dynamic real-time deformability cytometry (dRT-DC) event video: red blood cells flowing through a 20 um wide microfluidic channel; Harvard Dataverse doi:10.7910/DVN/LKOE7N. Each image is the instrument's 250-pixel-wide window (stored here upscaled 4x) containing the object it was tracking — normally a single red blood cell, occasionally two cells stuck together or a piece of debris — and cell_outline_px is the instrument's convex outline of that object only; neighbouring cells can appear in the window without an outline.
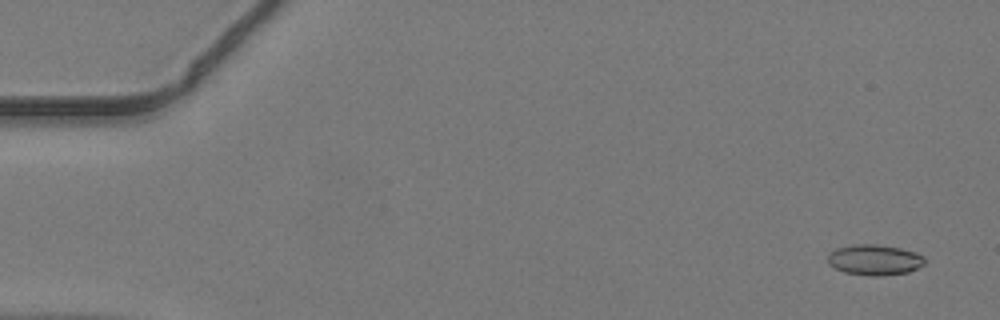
{"species": "common noctule bat (a hibernating species)", "species_latin": "Nyctalus noctula", "temperature_condition": "warm", "stored_images_in_passage": 19, "camera_frame_rate_fps": 3000, "um_per_image_px": 0.085, "animal": {"sex": "male", "body_mass_g": 19.2, "forearm_length_mm": 51.8}, "frame": {"image": 1, "passage_image": 3, "time_ms": 0.667, "image_size_px": [1000, 320], "cell_outline_px": [[924, 264], [908, 272], [880, 276], [868, 276], [844, 272], [828, 264], [828, 256], [836, 248], [856, 244], [876, 244], [900, 248], [916, 252], [924, 256]], "centroid_in_image_um": [74.34, 22.09], "position_along_channel_um": 10.7, "area_um2": 17.22}}
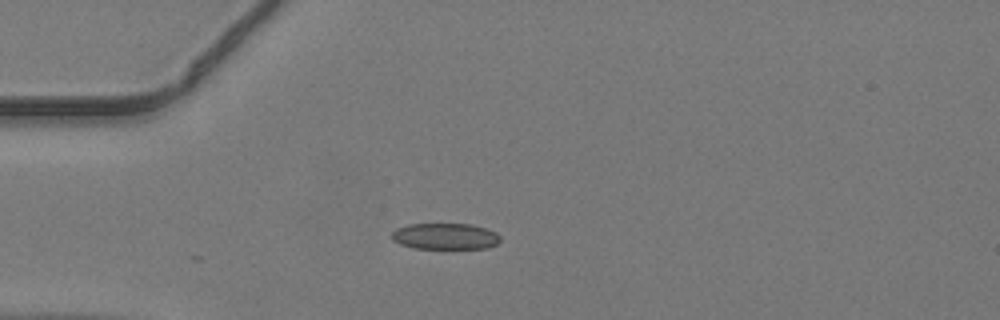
{"frame": {"image": 2, "passage_image": 14, "time_ms": 4.333, "image_size_px": [1000, 320], "cell_outline_px": [[500, 240], [496, 244], [488, 248], [416, 248], [400, 244], [392, 240], [392, 232], [396, 228], [408, 224], [472, 224], [496, 232], [500, 236]], "centroid_in_image_um": [37.83, 20.08], "position_along_channel_um": 47.2, "area_um2": 16.53}}
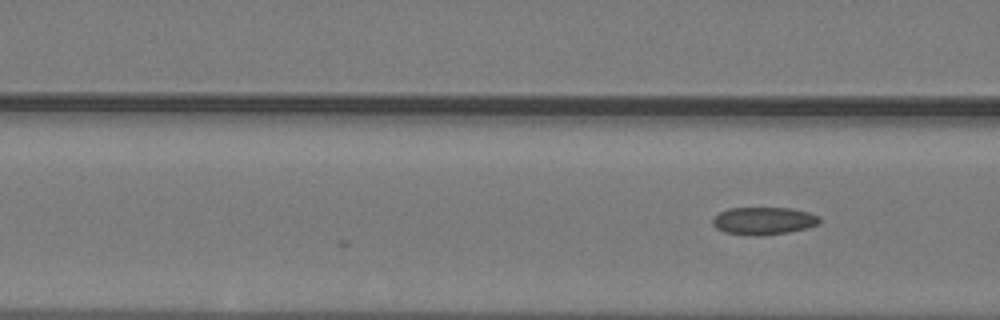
{"frame": {"image": 3, "passage_image": 19, "time_ms": 6.0, "image_size_px": [1000, 320], "cell_outline_px": [[820, 224], [788, 232], [760, 236], [748, 236], [724, 232], [716, 228], [712, 224], [712, 216], [728, 208], [788, 208], [808, 212], [820, 216]], "centroid_in_image_um": [64.86, 18.78], "position_along_channel_um": 101.7, "area_um2": 17.34}}